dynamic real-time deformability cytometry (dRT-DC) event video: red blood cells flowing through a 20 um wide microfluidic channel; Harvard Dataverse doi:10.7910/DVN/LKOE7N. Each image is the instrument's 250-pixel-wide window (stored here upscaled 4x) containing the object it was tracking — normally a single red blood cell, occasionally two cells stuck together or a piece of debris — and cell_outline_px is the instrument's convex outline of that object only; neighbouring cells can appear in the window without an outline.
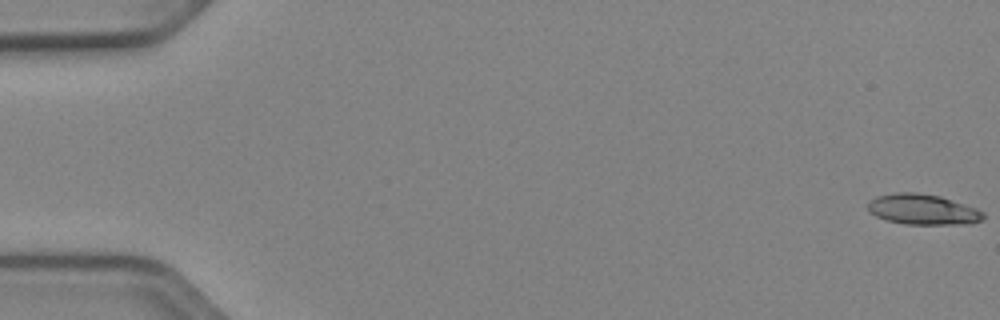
{"species": "Egyptian fruit bat (a non-hibernating species)", "species_latin": "Rousettus aegyptiacus", "temperature_condition": "cold", "stored_images_in_passage": 53, "camera_frame_rate_fps": 3000, "um_per_image_px": 0.085, "animal": {"sex": "female"}, "frame": {"image": 1, "passage_image": 1, "time_ms": 0.0, "image_size_px": [1000, 320], "cell_outline_px": [[984, 220], [972, 224], [904, 224], [888, 220], [876, 216], [868, 212], [868, 204], [876, 196], [896, 192], [916, 192], [940, 196], [976, 208], [984, 212]], "centroid_in_image_um": [78.46, 17.8], "position_along_channel_um": 6.5, "area_um2": 20.58}}
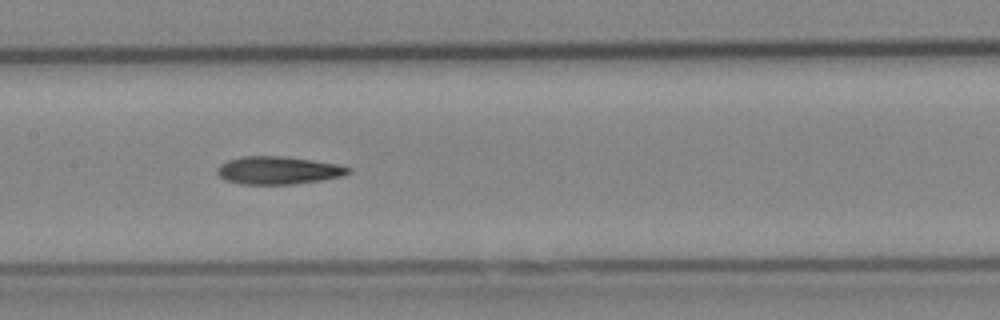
{"frame": {"image": 2, "passage_image": 27, "time_ms": 8.667, "image_size_px": [1000, 320], "cell_outline_px": [[352, 172], [344, 176], [320, 180], [292, 184], [240, 184], [224, 180], [216, 172], [216, 168], [220, 164], [228, 160], [240, 156], [276, 156], [312, 160], [340, 164], [352, 168]], "centroid_in_image_um": [23.65, 14.48], "position_along_channel_um": 183.7, "area_um2": 21.39}}
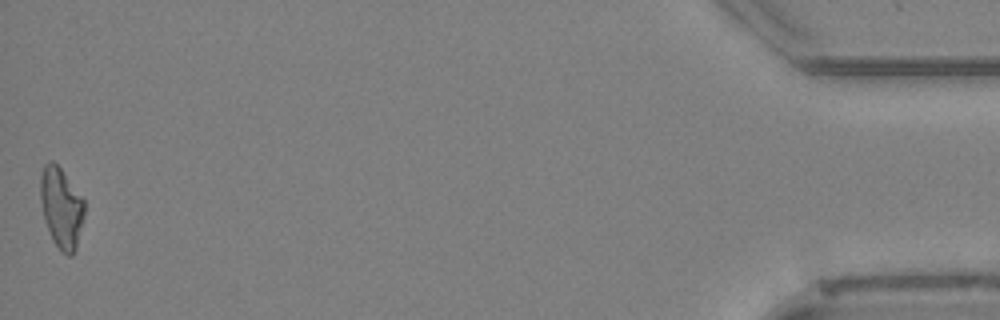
{"frame": {"image": 3, "passage_image": 53, "time_ms": 17.333, "image_size_px": [1000, 320], "cell_outline_px": [[84, 216], [76, 248], [72, 256], [68, 256], [60, 252], [52, 240], [44, 216], [40, 200], [40, 176], [44, 164], [52, 160], [60, 168], [84, 200]], "centroid_in_image_um": [5.2, 17.69], "position_along_channel_um": 430.0, "area_um2": 20.52}, "authors_computed_cell_mechanics": {"area_um2": 20.5768, "velocity_mm_per_s": 3.9121, "shape_relaxation_time_tau1_ms": null, "shape_relaxation_time_tau2_ms": 6.9432, "deformation_change_tau1": null, "deformation_change_tau2": 0.1743}}